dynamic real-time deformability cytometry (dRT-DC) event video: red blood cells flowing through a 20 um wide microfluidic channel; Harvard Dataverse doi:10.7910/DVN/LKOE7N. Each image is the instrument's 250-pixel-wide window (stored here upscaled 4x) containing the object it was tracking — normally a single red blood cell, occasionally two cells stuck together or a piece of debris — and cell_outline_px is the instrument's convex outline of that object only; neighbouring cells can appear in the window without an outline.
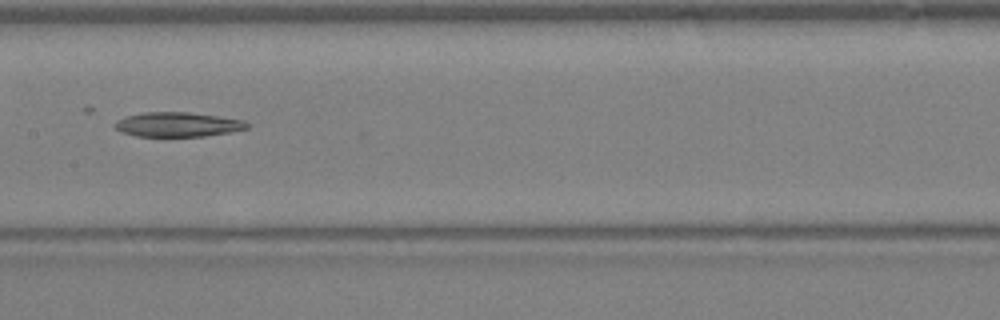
{"species": "Egyptian fruit bat (a non-hibernating species)", "species_latin": "Rousettus aegyptiacus", "temperature_condition": "warm", "stored_images_in_passage": 35, "camera_frame_rate_fps": 3000, "um_per_image_px": 0.085, "animal": {"sex": "female"}, "frame": {"image": 1, "passage_image": 22, "time_ms": 7.0, "image_size_px": [1000, 320], "cell_outline_px": [[248, 128], [228, 132], [204, 136], [136, 136], [120, 132], [112, 124], [116, 120], [128, 116], [144, 112], [188, 112], [244, 120], [248, 124]], "centroid_in_image_um": [15.05, 10.58], "position_along_channel_um": 192.3, "area_um2": 18.73}}
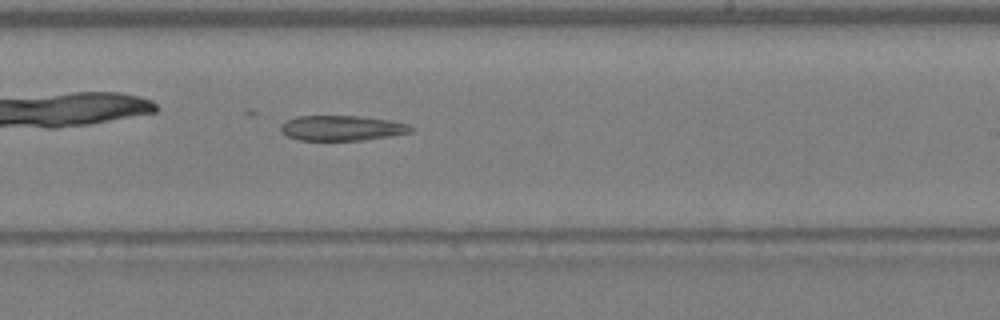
{"frame": {"image": 2, "passage_image": 26, "time_ms": 8.333, "image_size_px": [1000, 320], "cell_outline_px": [[412, 132], [364, 140], [300, 140], [288, 136], [280, 128], [288, 120], [296, 116], [356, 116], [392, 120], [408, 124], [412, 128]], "centroid_in_image_um": [29.09, 10.88], "position_along_channel_um": 259.9, "area_um2": 18.79}}